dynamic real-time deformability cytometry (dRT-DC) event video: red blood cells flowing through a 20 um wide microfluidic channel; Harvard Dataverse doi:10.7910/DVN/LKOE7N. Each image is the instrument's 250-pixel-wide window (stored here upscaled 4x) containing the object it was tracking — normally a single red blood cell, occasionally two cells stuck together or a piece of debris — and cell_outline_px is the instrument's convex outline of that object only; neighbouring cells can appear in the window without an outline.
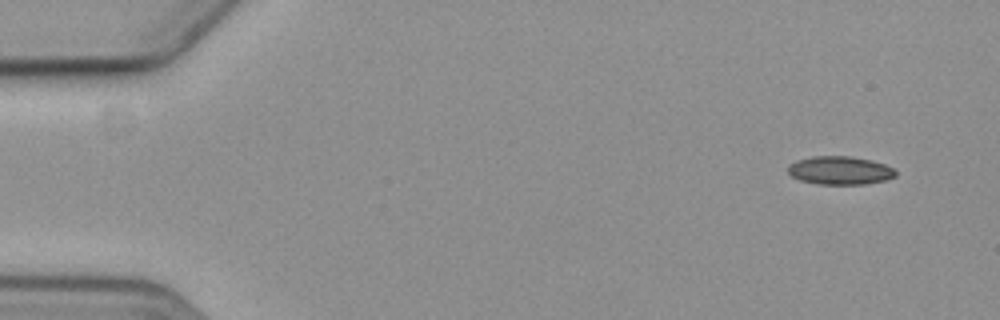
{"species": "common noctule bat (a hibernating species)", "species_latin": "Nyctalus noctula", "temperature_condition": "cold", "stored_images_in_passage": 4, "camera_frame_rate_fps": 3000, "um_per_image_px": 0.085, "animal": {"sex": "female", "body_mass_g": 19.3, "forearm_length_mm": 54.1}, "frame": {"image": 1, "passage_image": 1, "time_ms": 0.0, "image_size_px": [1000, 320], "cell_outline_px": [[896, 176], [884, 180], [864, 184], [816, 184], [800, 180], [792, 176], [788, 172], [788, 164], [796, 160], [812, 156], [852, 156], [872, 160], [884, 164], [892, 168], [896, 172]], "centroid_in_image_um": [71.37, 14.48], "position_along_channel_um": 13.6, "area_um2": 17.8}}
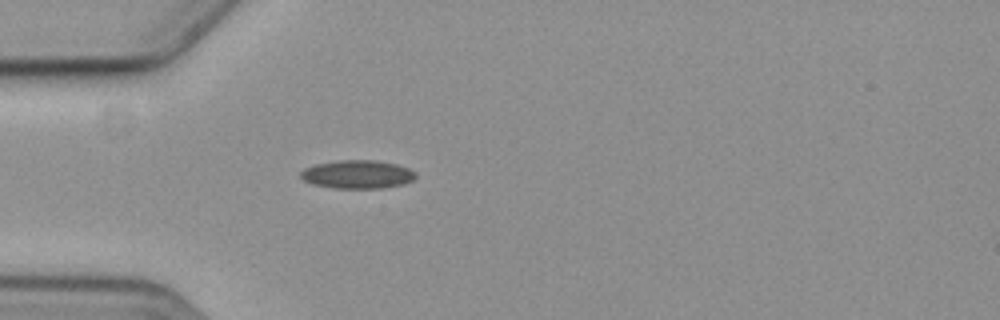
{"frame": {"image": 2, "passage_image": 4, "time_ms": 4.333, "image_size_px": [1000, 320], "cell_outline_px": [[416, 176], [412, 180], [404, 184], [380, 188], [332, 188], [312, 184], [304, 180], [300, 176], [300, 172], [304, 168], [316, 164], [340, 160], [376, 160], [396, 164], [408, 168], [416, 172]], "centroid_in_image_um": [30.38, 14.82], "position_along_channel_um": 54.6, "area_um2": 19.02}}